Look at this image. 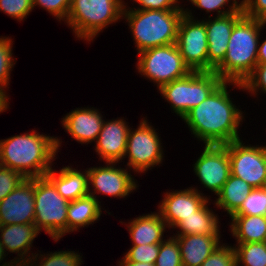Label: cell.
Instances as JSON below:
<instances>
[{
  "label": "cell",
  "instance_id": "30bf717a",
  "mask_svg": "<svg viewBox=\"0 0 266 266\" xmlns=\"http://www.w3.org/2000/svg\"><path fill=\"white\" fill-rule=\"evenodd\" d=\"M177 47L191 71H208V42L206 26L195 19L192 10L184 9L177 34Z\"/></svg>",
  "mask_w": 266,
  "mask_h": 266
},
{
  "label": "cell",
  "instance_id": "e575fe53",
  "mask_svg": "<svg viewBox=\"0 0 266 266\" xmlns=\"http://www.w3.org/2000/svg\"><path fill=\"white\" fill-rule=\"evenodd\" d=\"M242 86L244 91L251 93L250 96L256 97L260 93L266 94V63L257 64L253 72L242 83Z\"/></svg>",
  "mask_w": 266,
  "mask_h": 266
},
{
  "label": "cell",
  "instance_id": "4dcf8cb0",
  "mask_svg": "<svg viewBox=\"0 0 266 266\" xmlns=\"http://www.w3.org/2000/svg\"><path fill=\"white\" fill-rule=\"evenodd\" d=\"M193 7L202 9L206 14L217 12L216 16H223L235 12H243V2L238 0H187ZM228 7V8H226Z\"/></svg>",
  "mask_w": 266,
  "mask_h": 266
},
{
  "label": "cell",
  "instance_id": "7a4b0ae2",
  "mask_svg": "<svg viewBox=\"0 0 266 266\" xmlns=\"http://www.w3.org/2000/svg\"><path fill=\"white\" fill-rule=\"evenodd\" d=\"M29 132L0 140V165L14 169L24 178L42 177L58 159L62 140L34 129Z\"/></svg>",
  "mask_w": 266,
  "mask_h": 266
},
{
  "label": "cell",
  "instance_id": "3957f363",
  "mask_svg": "<svg viewBox=\"0 0 266 266\" xmlns=\"http://www.w3.org/2000/svg\"><path fill=\"white\" fill-rule=\"evenodd\" d=\"M265 21L243 15L234 25L226 56L214 72L223 80L243 83L258 64L257 53ZM260 37V38H259Z\"/></svg>",
  "mask_w": 266,
  "mask_h": 266
},
{
  "label": "cell",
  "instance_id": "d590c367",
  "mask_svg": "<svg viewBox=\"0 0 266 266\" xmlns=\"http://www.w3.org/2000/svg\"><path fill=\"white\" fill-rule=\"evenodd\" d=\"M228 243L220 245L201 266H236L234 247Z\"/></svg>",
  "mask_w": 266,
  "mask_h": 266
},
{
  "label": "cell",
  "instance_id": "44dd1931",
  "mask_svg": "<svg viewBox=\"0 0 266 266\" xmlns=\"http://www.w3.org/2000/svg\"><path fill=\"white\" fill-rule=\"evenodd\" d=\"M183 266L201 264L222 244L221 235H178Z\"/></svg>",
  "mask_w": 266,
  "mask_h": 266
},
{
  "label": "cell",
  "instance_id": "e0dca14e",
  "mask_svg": "<svg viewBox=\"0 0 266 266\" xmlns=\"http://www.w3.org/2000/svg\"><path fill=\"white\" fill-rule=\"evenodd\" d=\"M123 118L105 120L101 131L94 143V151L99 155V160L112 163L124 162L127 148V138L130 125Z\"/></svg>",
  "mask_w": 266,
  "mask_h": 266
},
{
  "label": "cell",
  "instance_id": "4316f807",
  "mask_svg": "<svg viewBox=\"0 0 266 266\" xmlns=\"http://www.w3.org/2000/svg\"><path fill=\"white\" fill-rule=\"evenodd\" d=\"M38 252H40L38 254ZM36 252L29 260L31 266H81L84 264L82 253L75 252L69 249L41 253L42 251Z\"/></svg>",
  "mask_w": 266,
  "mask_h": 266
},
{
  "label": "cell",
  "instance_id": "484cf974",
  "mask_svg": "<svg viewBox=\"0 0 266 266\" xmlns=\"http://www.w3.org/2000/svg\"><path fill=\"white\" fill-rule=\"evenodd\" d=\"M253 187L241 178L230 174L221 191L213 201L214 206L223 209L229 217L241 206L242 202L251 193Z\"/></svg>",
  "mask_w": 266,
  "mask_h": 266
},
{
  "label": "cell",
  "instance_id": "2e32d148",
  "mask_svg": "<svg viewBox=\"0 0 266 266\" xmlns=\"http://www.w3.org/2000/svg\"><path fill=\"white\" fill-rule=\"evenodd\" d=\"M243 15V12L214 17L210 14L208 15V19H202L205 23L207 33L208 71H214L222 63L226 56L228 41L233 27Z\"/></svg>",
  "mask_w": 266,
  "mask_h": 266
},
{
  "label": "cell",
  "instance_id": "277c9868",
  "mask_svg": "<svg viewBox=\"0 0 266 266\" xmlns=\"http://www.w3.org/2000/svg\"><path fill=\"white\" fill-rule=\"evenodd\" d=\"M184 9L140 10L126 5L123 18L127 22L137 54L149 48L174 44Z\"/></svg>",
  "mask_w": 266,
  "mask_h": 266
},
{
  "label": "cell",
  "instance_id": "ba28073f",
  "mask_svg": "<svg viewBox=\"0 0 266 266\" xmlns=\"http://www.w3.org/2000/svg\"><path fill=\"white\" fill-rule=\"evenodd\" d=\"M137 55V72L152 81L158 90L192 72L184 63L176 43L149 48Z\"/></svg>",
  "mask_w": 266,
  "mask_h": 266
},
{
  "label": "cell",
  "instance_id": "d6986e66",
  "mask_svg": "<svg viewBox=\"0 0 266 266\" xmlns=\"http://www.w3.org/2000/svg\"><path fill=\"white\" fill-rule=\"evenodd\" d=\"M39 233L34 223L0 225V243L7 256L17 253L12 261H28L35 254L31 249Z\"/></svg>",
  "mask_w": 266,
  "mask_h": 266
},
{
  "label": "cell",
  "instance_id": "9a60e30c",
  "mask_svg": "<svg viewBox=\"0 0 266 266\" xmlns=\"http://www.w3.org/2000/svg\"><path fill=\"white\" fill-rule=\"evenodd\" d=\"M158 204V211L167 227L174 230V227L187 217L194 215L210 196L204 195L196 187H188L184 190L166 191Z\"/></svg>",
  "mask_w": 266,
  "mask_h": 266
},
{
  "label": "cell",
  "instance_id": "8fae6325",
  "mask_svg": "<svg viewBox=\"0 0 266 266\" xmlns=\"http://www.w3.org/2000/svg\"><path fill=\"white\" fill-rule=\"evenodd\" d=\"M225 146L228 149L231 174L253 188L265 187L266 145H248L239 139Z\"/></svg>",
  "mask_w": 266,
  "mask_h": 266
},
{
  "label": "cell",
  "instance_id": "836d02e7",
  "mask_svg": "<svg viewBox=\"0 0 266 266\" xmlns=\"http://www.w3.org/2000/svg\"><path fill=\"white\" fill-rule=\"evenodd\" d=\"M33 10V0H0V11L7 16L24 21Z\"/></svg>",
  "mask_w": 266,
  "mask_h": 266
},
{
  "label": "cell",
  "instance_id": "ffe728a7",
  "mask_svg": "<svg viewBox=\"0 0 266 266\" xmlns=\"http://www.w3.org/2000/svg\"><path fill=\"white\" fill-rule=\"evenodd\" d=\"M45 176L54 184L57 192L69 202L89 195L87 168L81 171L67 165L59 172L51 168Z\"/></svg>",
  "mask_w": 266,
  "mask_h": 266
},
{
  "label": "cell",
  "instance_id": "603a6c76",
  "mask_svg": "<svg viewBox=\"0 0 266 266\" xmlns=\"http://www.w3.org/2000/svg\"><path fill=\"white\" fill-rule=\"evenodd\" d=\"M210 199H208L194 215L182 219L174 228L178 235H221L219 216L209 206ZM208 204V205H207Z\"/></svg>",
  "mask_w": 266,
  "mask_h": 266
},
{
  "label": "cell",
  "instance_id": "f1b7e54d",
  "mask_svg": "<svg viewBox=\"0 0 266 266\" xmlns=\"http://www.w3.org/2000/svg\"><path fill=\"white\" fill-rule=\"evenodd\" d=\"M231 216L266 217V188H253L241 206Z\"/></svg>",
  "mask_w": 266,
  "mask_h": 266
},
{
  "label": "cell",
  "instance_id": "cb8c5ba5",
  "mask_svg": "<svg viewBox=\"0 0 266 266\" xmlns=\"http://www.w3.org/2000/svg\"><path fill=\"white\" fill-rule=\"evenodd\" d=\"M101 209V201L90 195L70 201L67 210V233L98 222L103 213Z\"/></svg>",
  "mask_w": 266,
  "mask_h": 266
},
{
  "label": "cell",
  "instance_id": "5bb4252c",
  "mask_svg": "<svg viewBox=\"0 0 266 266\" xmlns=\"http://www.w3.org/2000/svg\"><path fill=\"white\" fill-rule=\"evenodd\" d=\"M35 178H25L0 201V225L32 224L34 209Z\"/></svg>",
  "mask_w": 266,
  "mask_h": 266
},
{
  "label": "cell",
  "instance_id": "f546056e",
  "mask_svg": "<svg viewBox=\"0 0 266 266\" xmlns=\"http://www.w3.org/2000/svg\"><path fill=\"white\" fill-rule=\"evenodd\" d=\"M13 41L11 37L0 36V86L9 89L10 74L16 63L13 57Z\"/></svg>",
  "mask_w": 266,
  "mask_h": 266
},
{
  "label": "cell",
  "instance_id": "7c38bea8",
  "mask_svg": "<svg viewBox=\"0 0 266 266\" xmlns=\"http://www.w3.org/2000/svg\"><path fill=\"white\" fill-rule=\"evenodd\" d=\"M103 166L87 168L88 192L96 200L98 194L114 198H126L139 187L137 180L128 172V168L118 163L106 162ZM118 164V167H116ZM97 194V195H96Z\"/></svg>",
  "mask_w": 266,
  "mask_h": 266
},
{
  "label": "cell",
  "instance_id": "60d3db41",
  "mask_svg": "<svg viewBox=\"0 0 266 266\" xmlns=\"http://www.w3.org/2000/svg\"><path fill=\"white\" fill-rule=\"evenodd\" d=\"M6 90V88L0 86V114L9 109L10 103Z\"/></svg>",
  "mask_w": 266,
  "mask_h": 266
},
{
  "label": "cell",
  "instance_id": "ee69618b",
  "mask_svg": "<svg viewBox=\"0 0 266 266\" xmlns=\"http://www.w3.org/2000/svg\"><path fill=\"white\" fill-rule=\"evenodd\" d=\"M6 256H7V254H5V251H4V249H3V246L1 245V243H0V266H7V265H9L11 262H12V260L10 259V261H7L6 262ZM5 259V260H4ZM2 261H3V263H2ZM5 261V262H4ZM2 263V264H1Z\"/></svg>",
  "mask_w": 266,
  "mask_h": 266
},
{
  "label": "cell",
  "instance_id": "7402d4cb",
  "mask_svg": "<svg viewBox=\"0 0 266 266\" xmlns=\"http://www.w3.org/2000/svg\"><path fill=\"white\" fill-rule=\"evenodd\" d=\"M143 214L142 216L131 219L125 224L130 234L132 245H149L161 243L168 228L166 222L158 210Z\"/></svg>",
  "mask_w": 266,
  "mask_h": 266
},
{
  "label": "cell",
  "instance_id": "8d00e7d4",
  "mask_svg": "<svg viewBox=\"0 0 266 266\" xmlns=\"http://www.w3.org/2000/svg\"><path fill=\"white\" fill-rule=\"evenodd\" d=\"M41 7L60 22H66L71 7V0H33V10Z\"/></svg>",
  "mask_w": 266,
  "mask_h": 266
},
{
  "label": "cell",
  "instance_id": "b9f144b4",
  "mask_svg": "<svg viewBox=\"0 0 266 266\" xmlns=\"http://www.w3.org/2000/svg\"><path fill=\"white\" fill-rule=\"evenodd\" d=\"M257 61L258 64L266 63V39H263L262 42L259 41Z\"/></svg>",
  "mask_w": 266,
  "mask_h": 266
},
{
  "label": "cell",
  "instance_id": "74e56055",
  "mask_svg": "<svg viewBox=\"0 0 266 266\" xmlns=\"http://www.w3.org/2000/svg\"><path fill=\"white\" fill-rule=\"evenodd\" d=\"M25 178L14 169L0 165V201L12 192Z\"/></svg>",
  "mask_w": 266,
  "mask_h": 266
},
{
  "label": "cell",
  "instance_id": "d4e9b609",
  "mask_svg": "<svg viewBox=\"0 0 266 266\" xmlns=\"http://www.w3.org/2000/svg\"><path fill=\"white\" fill-rule=\"evenodd\" d=\"M230 233L236 243L266 242V217L230 216Z\"/></svg>",
  "mask_w": 266,
  "mask_h": 266
},
{
  "label": "cell",
  "instance_id": "8992f818",
  "mask_svg": "<svg viewBox=\"0 0 266 266\" xmlns=\"http://www.w3.org/2000/svg\"><path fill=\"white\" fill-rule=\"evenodd\" d=\"M223 80L214 71H192L163 85L158 91L180 118L204 101Z\"/></svg>",
  "mask_w": 266,
  "mask_h": 266
},
{
  "label": "cell",
  "instance_id": "4fadbf2b",
  "mask_svg": "<svg viewBox=\"0 0 266 266\" xmlns=\"http://www.w3.org/2000/svg\"><path fill=\"white\" fill-rule=\"evenodd\" d=\"M193 171L200 184L217 195L231 174L227 147L205 145L201 155L193 164Z\"/></svg>",
  "mask_w": 266,
  "mask_h": 266
},
{
  "label": "cell",
  "instance_id": "f35d334b",
  "mask_svg": "<svg viewBox=\"0 0 266 266\" xmlns=\"http://www.w3.org/2000/svg\"><path fill=\"white\" fill-rule=\"evenodd\" d=\"M134 3H137L138 7L133 8L140 10L184 9L180 5V0H133L132 4Z\"/></svg>",
  "mask_w": 266,
  "mask_h": 266
},
{
  "label": "cell",
  "instance_id": "f6af8a7d",
  "mask_svg": "<svg viewBox=\"0 0 266 266\" xmlns=\"http://www.w3.org/2000/svg\"><path fill=\"white\" fill-rule=\"evenodd\" d=\"M7 266H31L28 261H12Z\"/></svg>",
  "mask_w": 266,
  "mask_h": 266
},
{
  "label": "cell",
  "instance_id": "52a82bcc",
  "mask_svg": "<svg viewBox=\"0 0 266 266\" xmlns=\"http://www.w3.org/2000/svg\"><path fill=\"white\" fill-rule=\"evenodd\" d=\"M34 204L36 228L58 242L67 234L69 201L57 192L46 176H42L35 178Z\"/></svg>",
  "mask_w": 266,
  "mask_h": 266
},
{
  "label": "cell",
  "instance_id": "83f0119b",
  "mask_svg": "<svg viewBox=\"0 0 266 266\" xmlns=\"http://www.w3.org/2000/svg\"><path fill=\"white\" fill-rule=\"evenodd\" d=\"M233 247L236 266H266V242L236 243Z\"/></svg>",
  "mask_w": 266,
  "mask_h": 266
},
{
  "label": "cell",
  "instance_id": "d6a6232c",
  "mask_svg": "<svg viewBox=\"0 0 266 266\" xmlns=\"http://www.w3.org/2000/svg\"><path fill=\"white\" fill-rule=\"evenodd\" d=\"M160 249V243L145 244V245H132L127 250L123 258L119 261H133L139 263L155 264Z\"/></svg>",
  "mask_w": 266,
  "mask_h": 266
},
{
  "label": "cell",
  "instance_id": "7bdbcfd3",
  "mask_svg": "<svg viewBox=\"0 0 266 266\" xmlns=\"http://www.w3.org/2000/svg\"><path fill=\"white\" fill-rule=\"evenodd\" d=\"M118 266H155V264L150 263H139V262H133V261H119Z\"/></svg>",
  "mask_w": 266,
  "mask_h": 266
},
{
  "label": "cell",
  "instance_id": "ac0fdd59",
  "mask_svg": "<svg viewBox=\"0 0 266 266\" xmlns=\"http://www.w3.org/2000/svg\"><path fill=\"white\" fill-rule=\"evenodd\" d=\"M103 118L97 108L81 107L64 115L61 123L73 140L88 145L96 142L104 122Z\"/></svg>",
  "mask_w": 266,
  "mask_h": 266
},
{
  "label": "cell",
  "instance_id": "1f68e13d",
  "mask_svg": "<svg viewBox=\"0 0 266 266\" xmlns=\"http://www.w3.org/2000/svg\"><path fill=\"white\" fill-rule=\"evenodd\" d=\"M155 266H183L180 246L173 235L160 243Z\"/></svg>",
  "mask_w": 266,
  "mask_h": 266
},
{
  "label": "cell",
  "instance_id": "9c48e42d",
  "mask_svg": "<svg viewBox=\"0 0 266 266\" xmlns=\"http://www.w3.org/2000/svg\"><path fill=\"white\" fill-rule=\"evenodd\" d=\"M140 121L136 129H129L124 156V159L128 157L126 167L129 172L132 170L136 174L146 173L153 167L160 166L165 157L157 129L148 122L147 117Z\"/></svg>",
  "mask_w": 266,
  "mask_h": 266
},
{
  "label": "cell",
  "instance_id": "5b68a950",
  "mask_svg": "<svg viewBox=\"0 0 266 266\" xmlns=\"http://www.w3.org/2000/svg\"><path fill=\"white\" fill-rule=\"evenodd\" d=\"M124 0H71L67 26L75 38L88 43L123 18Z\"/></svg>",
  "mask_w": 266,
  "mask_h": 266
},
{
  "label": "cell",
  "instance_id": "ab89813d",
  "mask_svg": "<svg viewBox=\"0 0 266 266\" xmlns=\"http://www.w3.org/2000/svg\"><path fill=\"white\" fill-rule=\"evenodd\" d=\"M242 2L244 15L266 22V0H242Z\"/></svg>",
  "mask_w": 266,
  "mask_h": 266
},
{
  "label": "cell",
  "instance_id": "6da1fadb",
  "mask_svg": "<svg viewBox=\"0 0 266 266\" xmlns=\"http://www.w3.org/2000/svg\"><path fill=\"white\" fill-rule=\"evenodd\" d=\"M230 85L244 91L242 83L222 81L182 119L191 135L204 145H225L241 139L238 129L245 121L244 112L232 101Z\"/></svg>",
  "mask_w": 266,
  "mask_h": 266
}]
</instances>
